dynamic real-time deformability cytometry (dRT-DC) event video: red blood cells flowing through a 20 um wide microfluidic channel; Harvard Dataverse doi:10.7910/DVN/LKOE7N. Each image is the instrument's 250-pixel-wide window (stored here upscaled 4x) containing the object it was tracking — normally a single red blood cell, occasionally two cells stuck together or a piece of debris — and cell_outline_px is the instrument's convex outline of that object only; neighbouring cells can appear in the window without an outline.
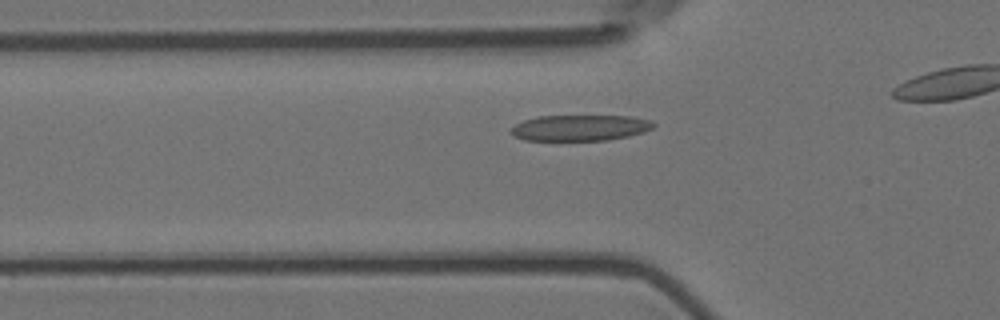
{"species": "Egyptian fruit bat (a non-hibernating species)", "species_latin": "Rousettus aegyptiacus", "temperature_condition": "room temperature", "stored_images_in_passage": 35, "camera_frame_rate_fps": 3000, "um_per_image_px": 0.085, "animal": {"sex": "female"}, "frame": {"image": 1, "passage_image": 8, "time_ms": 2.333, "image_size_px": [1000, 320], "cell_outline_px": [[656, 124], [652, 128], [644, 132], [628, 136], [608, 140], [524, 140], [508, 132], [516, 124], [524, 120], [536, 116], [632, 116], [652, 120]], "centroid_in_image_um": [49.33, 10.86], "position_along_channel_um": 76.5, "area_um2": 21.56}}
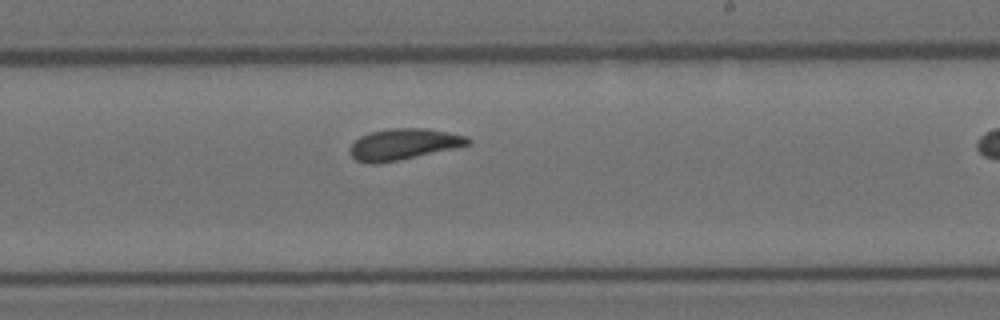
{"frame": {"image": 2, "passage_image": 23, "time_ms": 7.333, "image_size_px": [1000, 320], "cell_outline_px": [[472, 144], [400, 160], [376, 164], [368, 164], [356, 160], [348, 152], [352, 144], [360, 136], [372, 132], [388, 128], [424, 128], [448, 132], [468, 136], [472, 140]], "centroid_in_image_um": [34.31, 12.26], "position_along_channel_um": 254.7, "area_um2": 21.5}}
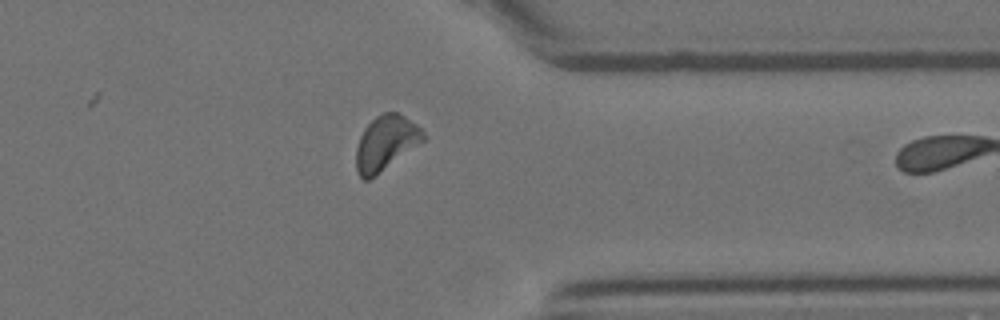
{"frame": {"image": 3, "passage_image": 34, "time_ms": 11.0, "image_size_px": [1000, 320], "cell_outline_px": [[428, 136], [424, 140], [368, 180], [364, 180], [356, 172], [356, 148], [360, 136], [364, 128], [376, 116], [384, 112], [396, 112], [404, 116], [416, 124]], "centroid_in_image_um": [32.77, 12.13], "position_along_channel_um": 378.6, "area_um2": 21.04}}